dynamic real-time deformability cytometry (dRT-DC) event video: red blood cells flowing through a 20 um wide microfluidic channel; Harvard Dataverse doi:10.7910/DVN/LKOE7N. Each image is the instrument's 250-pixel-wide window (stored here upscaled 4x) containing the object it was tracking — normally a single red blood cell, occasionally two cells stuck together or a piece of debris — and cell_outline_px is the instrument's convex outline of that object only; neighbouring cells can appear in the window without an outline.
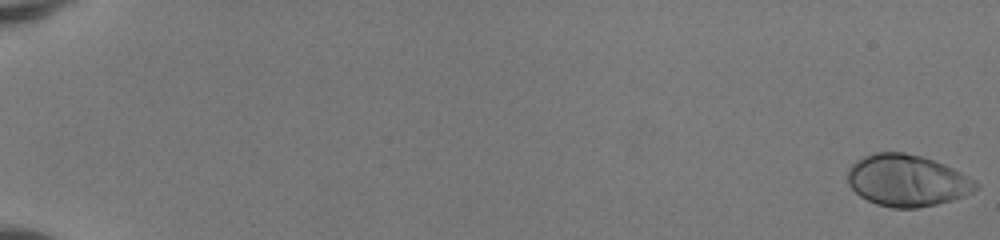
{"species": "human", "species_latin": "Homo sapiens", "temperature_condition": "room temperature", "stored_images_in_passage": 52, "camera_frame_rate_fps": 3000, "um_per_image_px": 0.085, "donor": {"sex": "female"}, "frame": {"image": 1, "passage_image": 1, "time_ms": 0.0, "image_size_px": [1000, 240], "cell_outline_px": [[980, 188], [964, 196], [952, 200], [936, 204], [916, 208], [892, 208], [876, 204], [860, 196], [848, 184], [848, 168], [856, 160], [872, 152], [904, 152], [920, 156], [944, 164], [976, 180], [980, 184]], "centroid_in_image_um": [77.11, 15.34], "position_along_channel_um": 7.9, "area_um2": 38.73}}
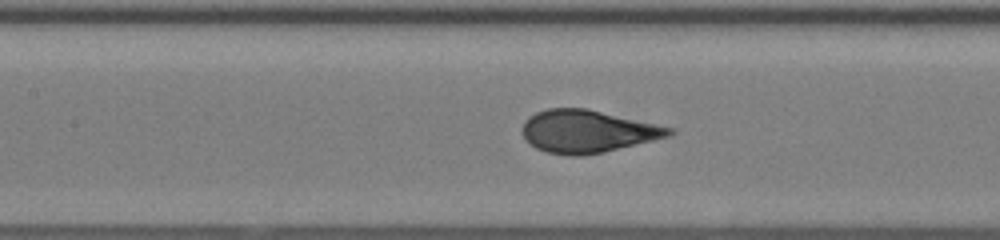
{"frame": {"image": 2, "passage_image": 27, "time_ms": 8.667, "image_size_px": [1000, 240], "cell_outline_px": [[676, 132], [672, 136], [604, 152], [580, 156], [568, 156], [548, 152], [536, 148], [520, 132], [524, 120], [528, 116], [536, 112], [548, 108], [588, 108], [676, 128]], "centroid_in_image_um": [49.98, 11.15], "position_along_channel_um": 157.4, "area_um2": 36.88}}
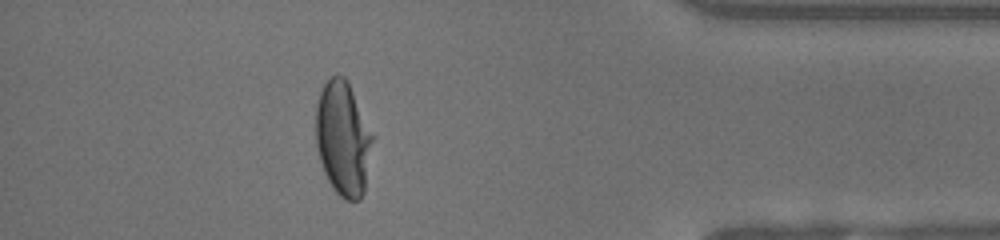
{"frame": {"image": 3, "passage_image": 47, "time_ms": 15.333, "image_size_px": [1000, 240], "cell_outline_px": [[376, 136], [364, 192], [360, 200], [344, 200], [332, 188], [324, 172], [320, 160], [316, 144], [316, 104], [320, 92], [324, 84], [336, 72], [344, 76], [348, 80]], "centroid_in_image_um": [29.21, 11.75], "position_along_channel_um": 406.0, "area_um2": 38.9}, "authors_computed_cell_mechanics": {"area_um2": 37.0209, "velocity_mm_per_s": 4.1737, "shape_relaxation_time_tau1_ms": 4.4719, "shape_relaxation_time_tau2_ms": null, "deformation_change_tau1": 0.2319, "deformation_change_tau2": null}}